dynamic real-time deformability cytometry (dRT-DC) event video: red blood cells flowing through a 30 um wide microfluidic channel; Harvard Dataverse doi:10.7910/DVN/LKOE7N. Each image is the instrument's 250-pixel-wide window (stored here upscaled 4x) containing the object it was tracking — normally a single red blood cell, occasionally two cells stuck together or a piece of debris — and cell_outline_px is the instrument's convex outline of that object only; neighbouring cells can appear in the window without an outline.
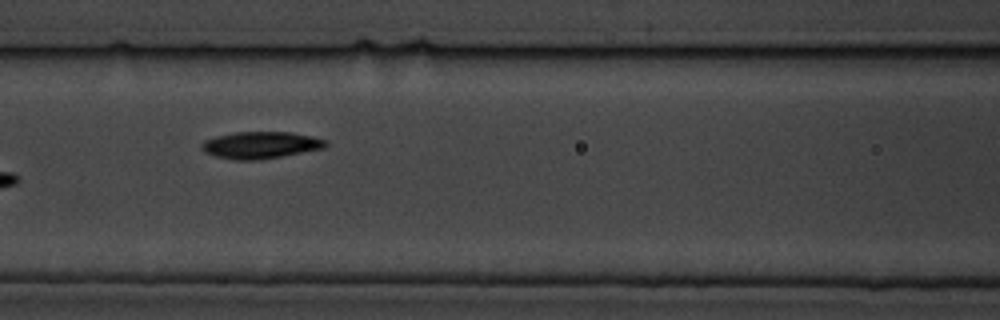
{"species": "common noctule bat (a hibernating species)", "species_latin": "Nyctalus noctula", "temperature_condition": "cold", "stored_images_in_passage": 8, "camera_frame_rate_fps": 3000, "um_per_image_px": 0.085, "animal": {"sex": "male", "body_mass_g": 19.5, "forearm_length_mm": 54.6}, "frame": {"image": 1, "passage_image": 8, "time_ms": 8.0, "image_size_px": [1000, 320], "cell_outline_px": [[328, 144], [324, 148], [260, 160], [236, 160], [216, 156], [204, 152], [200, 148], [200, 144], [204, 140], [216, 136], [236, 132], [292, 132], [312, 136], [328, 140]], "centroid_in_image_um": [22.15, 12.33], "position_along_channel_um": 144.5, "area_um2": 19.54}}